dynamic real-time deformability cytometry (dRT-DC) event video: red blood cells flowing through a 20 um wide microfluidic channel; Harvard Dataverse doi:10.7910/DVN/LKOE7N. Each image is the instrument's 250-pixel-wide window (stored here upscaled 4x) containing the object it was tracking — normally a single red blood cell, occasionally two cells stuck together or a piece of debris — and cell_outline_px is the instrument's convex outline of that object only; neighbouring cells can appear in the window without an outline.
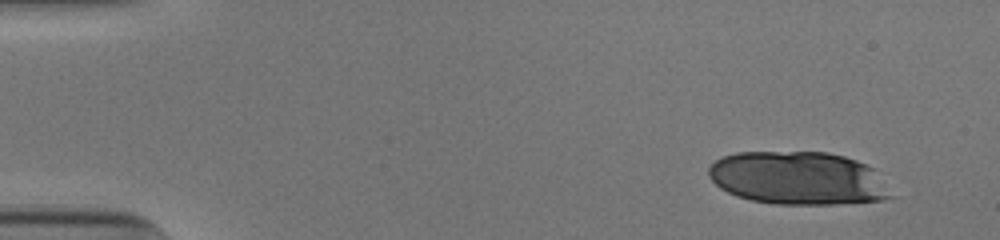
{"species": "human", "species_latin": "Homo sapiens", "temperature_condition": "cold", "stored_images_in_passage": 48, "camera_frame_rate_fps": 3000, "um_per_image_px": 0.085, "donor": {"sex": "male"}, "frame": {"image": 1, "passage_image": 1, "time_ms": 0.0, "image_size_px": [1000, 240], "cell_outline_px": [[896, 196], [880, 200], [836, 204], [776, 204], [752, 200], [736, 196], [720, 188], [708, 176], [708, 168], [716, 160], [724, 156], [736, 152], [828, 152], [844, 156], [856, 160], [872, 168]], "centroid_in_image_um": [67.83, 15.15], "position_along_channel_um": 17.2, "area_um2": 56.41}}
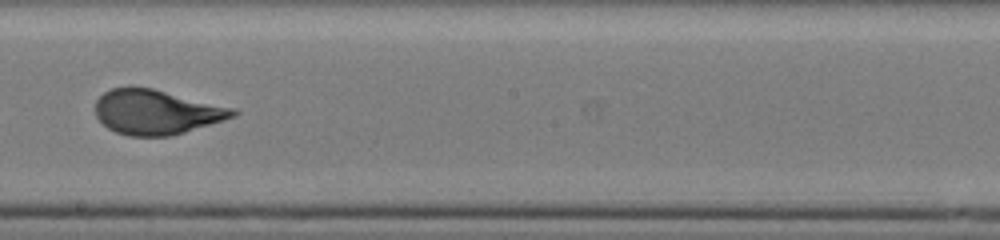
{"frame": {"image": 2, "passage_image": 28, "time_ms": 9.0, "image_size_px": [1000, 240], "cell_outline_px": [[240, 112], [236, 116], [224, 120], [184, 132], [168, 136], [128, 136], [116, 132], [108, 128], [96, 116], [96, 100], [104, 92], [112, 88], [152, 88], [236, 108]], "centroid_in_image_um": [13.33, 9.53], "position_along_channel_um": 234.9, "area_um2": 35.6}}
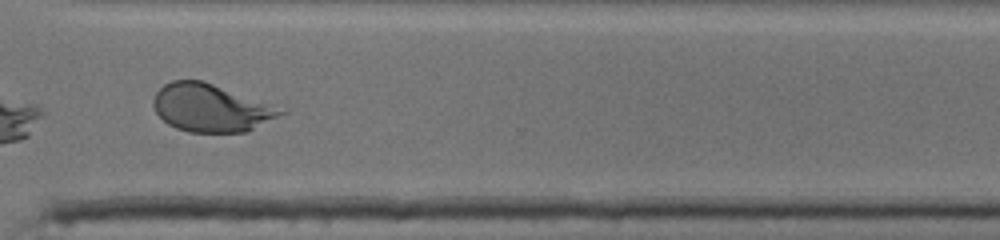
{"frame": {"image": 3, "passage_image": 37, "time_ms": 12.0, "image_size_px": [1000, 240], "cell_outline_px": [[288, 112], [248, 132], [188, 132], [176, 128], [168, 124], [156, 112], [152, 104], [152, 100], [156, 92], [164, 84], [172, 80], [204, 80], [288, 108]], "centroid_in_image_um": [18.02, 9.16], "position_along_channel_um": 352.6, "area_um2": 36.24}, "authors_computed_cell_mechanics": {"area_um2": 36.4718, "velocity_mm_per_s": 3.9083, "shape_relaxation_time_tau1_ms": 3.5154, "shape_relaxation_time_tau2_ms": null, "deformation_change_tau1": 0.1828, "deformation_change_tau2": null}}